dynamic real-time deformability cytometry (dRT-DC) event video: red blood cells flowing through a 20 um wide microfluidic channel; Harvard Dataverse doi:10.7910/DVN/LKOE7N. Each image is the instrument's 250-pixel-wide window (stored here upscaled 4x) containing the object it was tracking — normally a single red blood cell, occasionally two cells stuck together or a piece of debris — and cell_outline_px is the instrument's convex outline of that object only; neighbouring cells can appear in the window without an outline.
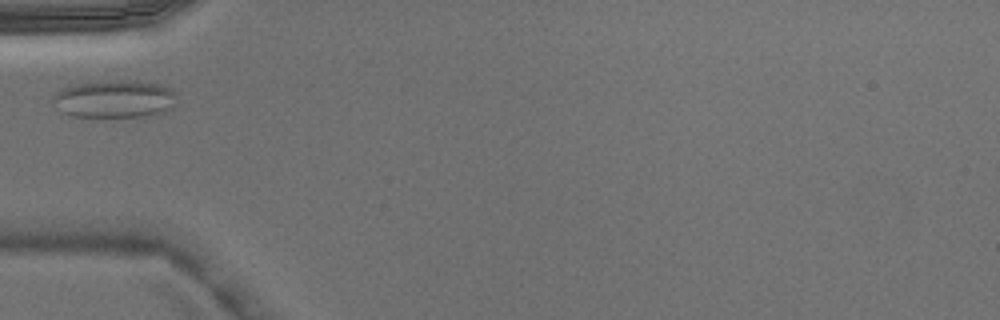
{"species": "Egyptian fruit bat (a non-hibernating species)", "species_latin": "Rousettus aegyptiacus", "temperature_condition": "warm", "stored_images_in_passage": 2, "camera_frame_rate_fps": 3000, "um_per_image_px": 0.085, "animal": {"sex": "male"}, "frame": {"image": 1, "passage_image": 2, "time_ms": 0.333, "image_size_px": [1000, 320], "cell_outline_px": [[176, 92], [172, 108], [164, 112], [148, 116], [72, 116], [64, 112], [52, 104], [52, 96], [56, 92], [64, 88], [76, 84], [104, 80], [136, 80], [156, 84], [172, 88]], "centroid_in_image_um": [9.74, 8.39], "position_along_channel_um": 75.3, "area_um2": 27.22}}